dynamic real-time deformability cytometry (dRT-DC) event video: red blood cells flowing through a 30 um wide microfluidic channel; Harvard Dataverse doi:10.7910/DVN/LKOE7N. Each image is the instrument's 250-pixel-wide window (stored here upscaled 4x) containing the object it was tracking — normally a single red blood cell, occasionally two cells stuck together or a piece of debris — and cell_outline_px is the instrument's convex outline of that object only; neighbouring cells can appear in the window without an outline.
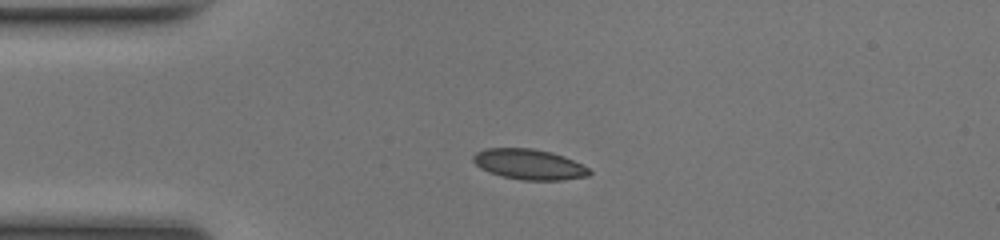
{"species": "common noctule bat (a hibernating species)", "species_latin": "Nyctalus noctula", "temperature_condition": "room temperature", "stored_images_in_passage": 39, "camera_frame_rate_fps": 3000, "um_per_image_px": 0.085, "animal": {"sex": "female", "body_mass_g": 17.0, "forearm_length_mm": 48.0}, "frame": {"image": 1, "passage_image": 1, "time_ms": 0.0, "image_size_px": [1000, 240], "cell_outline_px": [[592, 172], [588, 176], [564, 180], [520, 180], [488, 172], [480, 168], [472, 160], [472, 156], [476, 152], [484, 148], [532, 148], [552, 152], [564, 156], [588, 168]], "centroid_in_image_um": [44.95, 13.96], "position_along_channel_um": 40.0, "area_um2": 20.63}}
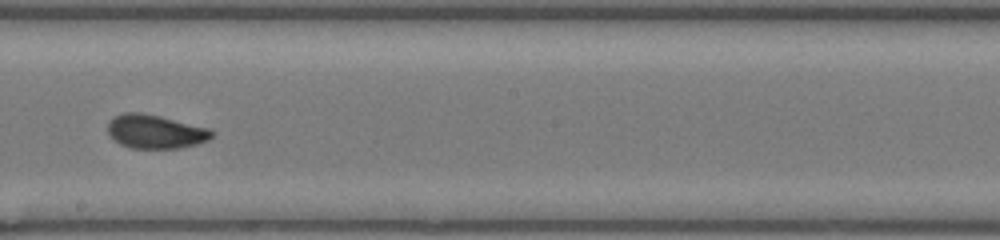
{"frame": {"image": 2, "passage_image": 17, "time_ms": 5.333, "image_size_px": [1000, 240], "cell_outline_px": [[212, 136], [208, 140], [196, 144], [180, 148], [132, 148], [120, 144], [108, 132], [108, 124], [116, 116], [124, 112], [140, 112], [160, 116], [208, 128], [212, 132]], "centroid_in_image_um": [13.21, 11.18], "position_along_channel_um": 235.0, "area_um2": 20.11}}
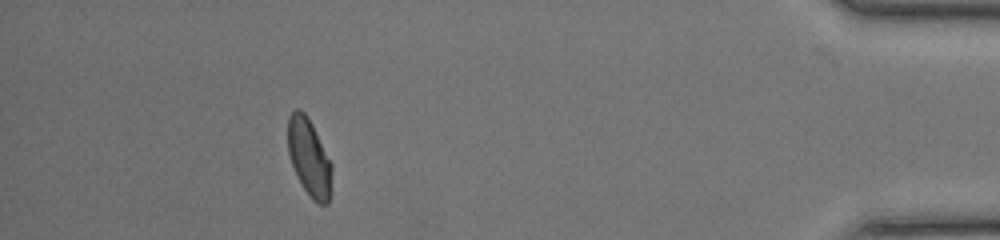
{"frame": {"image": 3, "passage_image": 34, "time_ms": 11.0, "image_size_px": [1000, 240], "cell_outline_px": [[332, 168], [328, 204], [320, 204], [312, 200], [304, 188], [292, 164], [288, 152], [288, 116], [296, 108], [300, 108], [304, 112], [312, 124], [332, 164]], "centroid_in_image_um": [26.27, 13.36], "position_along_channel_um": 408.9, "area_um2": 19.48}, "authors_computed_cell_mechanics": {"area_um2": 20.1144, "velocity_mm_per_s": 4.1534, "shape_relaxation_time_tau1_ms": 4.8099, "shape_relaxation_time_tau2_ms": null, "deformation_change_tau1": 0.1492, "deformation_change_tau2": null}}